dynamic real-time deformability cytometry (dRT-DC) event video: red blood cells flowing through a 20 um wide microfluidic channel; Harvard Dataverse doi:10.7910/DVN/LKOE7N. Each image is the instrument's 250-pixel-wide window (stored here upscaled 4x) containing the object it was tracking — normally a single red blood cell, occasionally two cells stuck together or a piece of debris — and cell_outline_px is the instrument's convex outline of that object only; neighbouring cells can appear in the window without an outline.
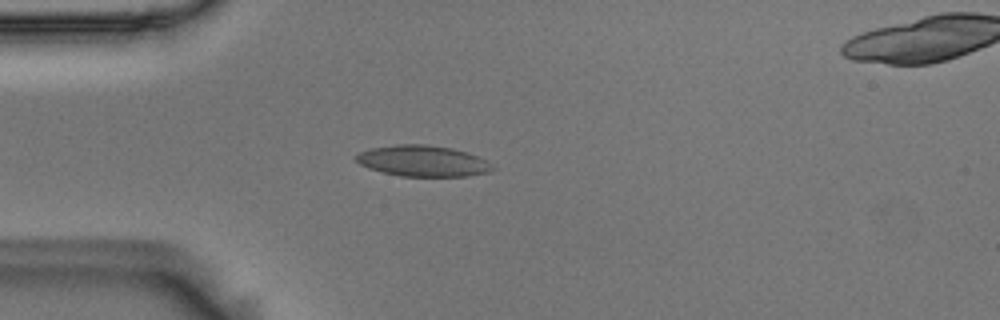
{"species": "Egyptian fruit bat (a non-hibernating species)", "species_latin": "Rousettus aegyptiacus", "temperature_condition": "room temperature", "stored_images_in_passage": 8, "camera_frame_rate_fps": 3000, "um_per_image_px": 0.085, "animal": {"sex": "male"}, "frame": {"image": 1, "passage_image": 4, "time_ms": 1.0, "image_size_px": [1000, 320], "cell_outline_px": [[496, 168], [488, 172], [468, 176], [400, 176], [368, 168], [360, 164], [356, 160], [356, 156], [360, 152], [372, 148], [396, 144], [428, 144], [452, 148], [468, 152], [488, 160]], "centroid_in_image_um": [35.99, 13.67], "position_along_channel_um": 49.0, "area_um2": 24.74}}
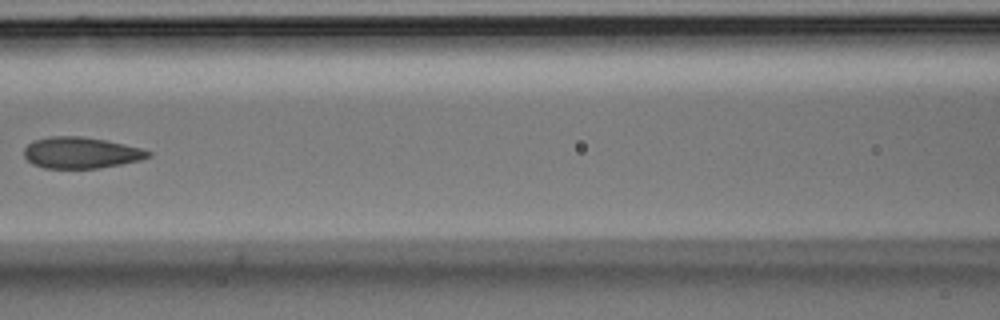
{"frame": {"image": 2, "passage_image": 7, "time_ms": 2.0, "image_size_px": [1000, 320], "cell_outline_px": [[152, 156], [140, 160], [100, 168], [44, 168], [32, 164], [24, 156], [24, 148], [32, 140], [48, 136], [80, 136], [104, 140], [124, 144], [140, 148], [152, 152]], "centroid_in_image_um": [6.85, 12.98], "position_along_channel_um": 159.7, "area_um2": 22.66}}
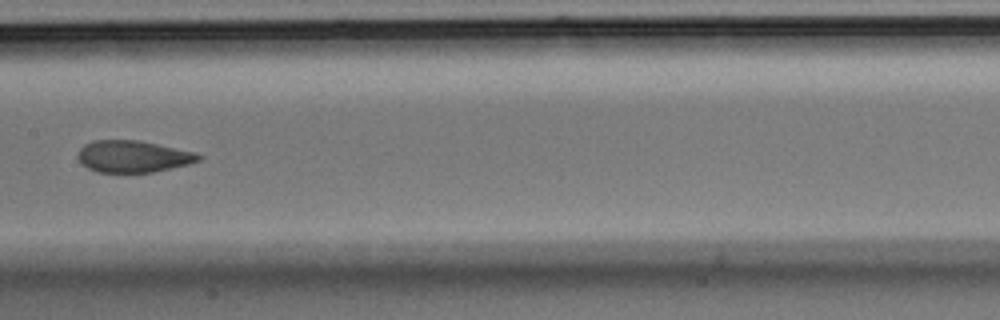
{"frame": {"image": 3, "passage_image": 8, "time_ms": 2.333, "image_size_px": [1000, 320], "cell_outline_px": [[204, 156], [200, 160], [188, 164], [172, 168], [152, 172], [100, 172], [88, 168], [80, 164], [76, 156], [80, 148], [84, 144], [92, 140], [136, 140], [196, 152]], "centroid_in_image_um": [11.28, 13.29], "position_along_channel_um": 196.1, "area_um2": 22.43}}